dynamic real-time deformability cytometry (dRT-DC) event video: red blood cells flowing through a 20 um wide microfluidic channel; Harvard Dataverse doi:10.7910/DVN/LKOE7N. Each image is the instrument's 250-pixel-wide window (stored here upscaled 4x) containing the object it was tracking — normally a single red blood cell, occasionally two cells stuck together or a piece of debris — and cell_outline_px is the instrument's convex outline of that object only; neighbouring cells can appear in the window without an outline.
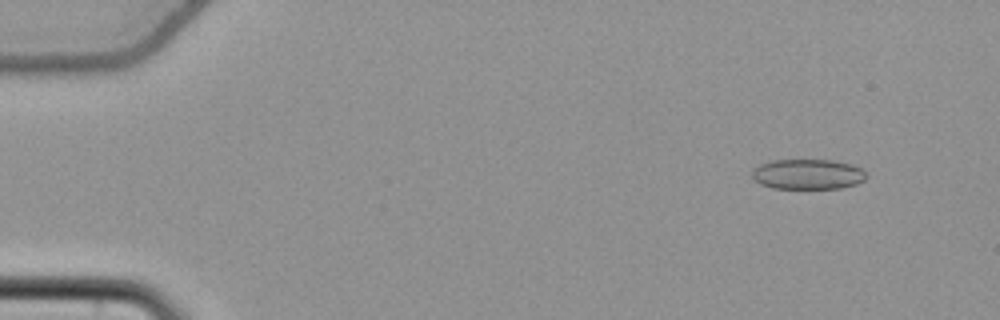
{"species": "common noctule bat (a hibernating species)", "species_latin": "Nyctalus noctula", "temperature_condition": "cold", "stored_images_in_passage": 48, "camera_frame_rate_fps": 3000, "um_per_image_px": 0.085, "animal": {"sex": "female", "body_mass_g": 22.7, "forearm_length_mm": 54.2}, "frame": {"image": 1, "passage_image": 6, "time_ms": 1.667, "image_size_px": [1000, 320], "cell_outline_px": [[868, 176], [864, 180], [856, 184], [840, 188], [772, 188], [760, 184], [752, 176], [752, 168], [760, 164], [772, 160], [832, 160], [852, 164], [860, 168]], "centroid_in_image_um": [68.65, 14.8], "position_along_channel_um": 16.3, "area_um2": 20.11}}
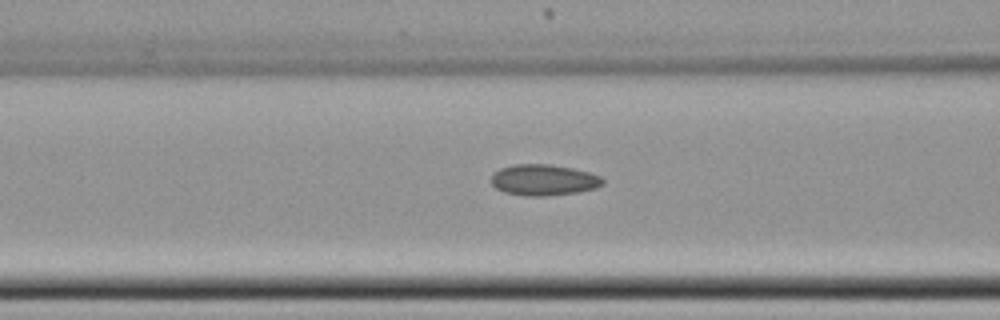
{"frame": {"image": 2, "passage_image": 24, "time_ms": 7.667, "image_size_px": [1000, 320], "cell_outline_px": [[604, 184], [596, 188], [580, 192], [544, 196], [524, 196], [504, 192], [496, 188], [492, 184], [492, 172], [500, 168], [512, 164], [548, 164], [572, 168], [588, 172], [600, 176], [604, 180]], "centroid_in_image_um": [46.2, 15.3], "position_along_channel_um": 120.4, "area_um2": 20.35}}
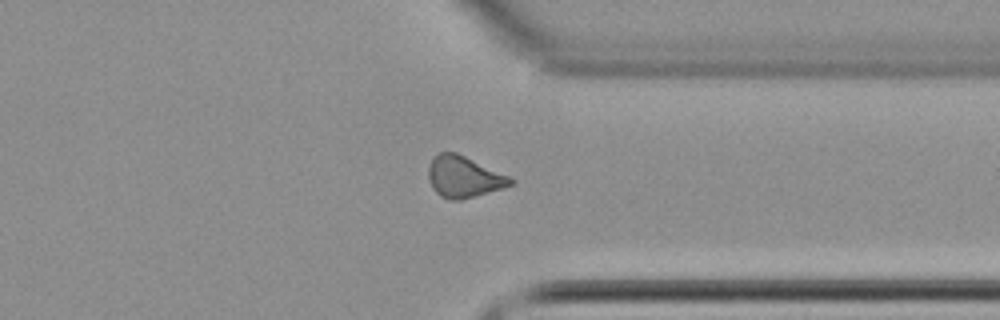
{"frame": {"image": 3, "passage_image": 44, "time_ms": 14.333, "image_size_px": [1000, 320], "cell_outline_px": [[516, 180], [512, 184], [504, 188], [460, 200], [448, 200], [440, 196], [432, 188], [428, 176], [428, 168], [432, 160], [440, 152], [456, 152], [508, 176]], "centroid_in_image_um": [39.41, 15.05], "position_along_channel_um": 372.0, "area_um2": 19.59}, "authors_computed_cell_mechanics": {"area_um2": 20.0566, "velocity_mm_per_s": 3.7847, "shape_relaxation_time_tau1_ms": null, "shape_relaxation_time_tau2_ms": 3.895, "deformation_change_tau1": null, "deformation_change_tau2": 0.0846}}